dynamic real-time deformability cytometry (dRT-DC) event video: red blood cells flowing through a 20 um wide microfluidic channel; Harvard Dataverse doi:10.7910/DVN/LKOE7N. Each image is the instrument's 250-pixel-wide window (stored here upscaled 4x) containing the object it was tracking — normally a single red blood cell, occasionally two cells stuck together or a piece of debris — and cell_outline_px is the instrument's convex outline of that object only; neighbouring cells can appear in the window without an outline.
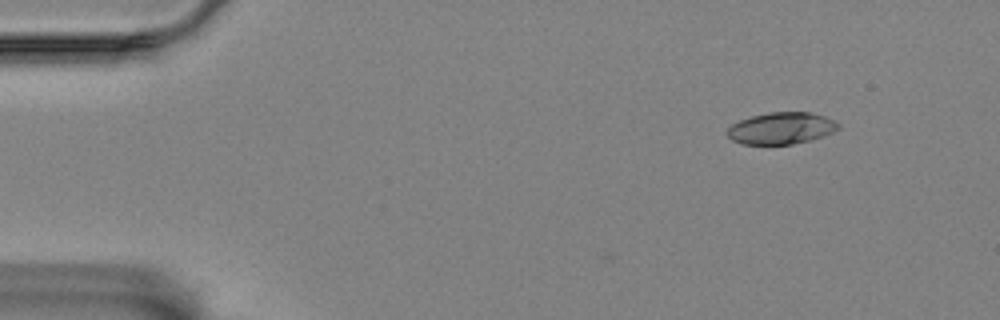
{"species": "Egyptian fruit bat (a non-hibernating species)", "species_latin": "Rousettus aegyptiacus", "temperature_condition": "room temperature", "stored_images_in_passage": 53, "camera_frame_rate_fps": 3000, "um_per_image_px": 0.085, "animal": {"sex": "female"}, "frame": {"image": 1, "passage_image": 1, "time_ms": 0.0, "image_size_px": [1000, 320], "cell_outline_px": [[840, 128], [824, 136], [792, 144], [740, 144], [732, 140], [728, 136], [728, 128], [732, 124], [740, 120], [752, 116], [772, 112], [812, 112], [824, 116], [840, 124]], "centroid_in_image_um": [66.41, 10.9], "position_along_channel_um": 18.6, "area_um2": 20.4}}
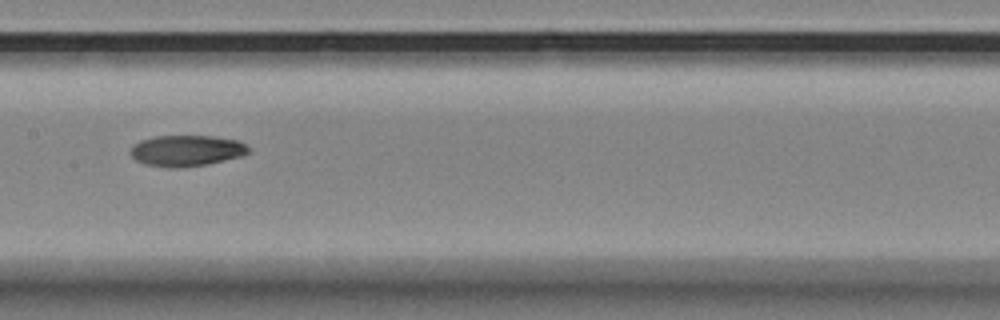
{"frame": {"image": 2, "passage_image": 24, "time_ms": 7.667, "image_size_px": [1000, 320], "cell_outline_px": [[248, 152], [240, 156], [208, 164], [180, 168], [164, 168], [144, 164], [136, 160], [132, 156], [132, 148], [140, 140], [156, 136], [212, 136], [236, 140], [244, 144], [248, 148]], "centroid_in_image_um": [15.82, 12.82], "position_along_channel_um": 191.6, "area_um2": 21.15}}
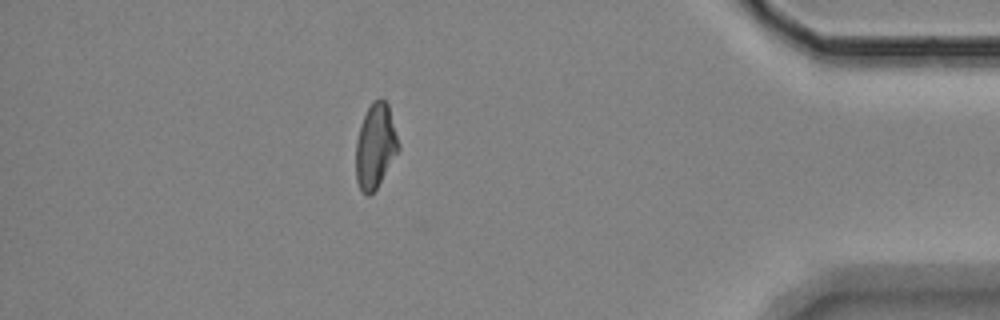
{"frame": {"image": 3, "passage_image": 46, "time_ms": 15.0, "image_size_px": [1000, 320], "cell_outline_px": [[400, 148], [376, 188], [368, 196], [360, 188], [356, 180], [356, 140], [360, 124], [372, 100], [380, 96], [388, 104], [400, 144]], "centroid_in_image_um": [31.91, 12.36], "position_along_channel_um": 403.3, "area_um2": 20.92}}